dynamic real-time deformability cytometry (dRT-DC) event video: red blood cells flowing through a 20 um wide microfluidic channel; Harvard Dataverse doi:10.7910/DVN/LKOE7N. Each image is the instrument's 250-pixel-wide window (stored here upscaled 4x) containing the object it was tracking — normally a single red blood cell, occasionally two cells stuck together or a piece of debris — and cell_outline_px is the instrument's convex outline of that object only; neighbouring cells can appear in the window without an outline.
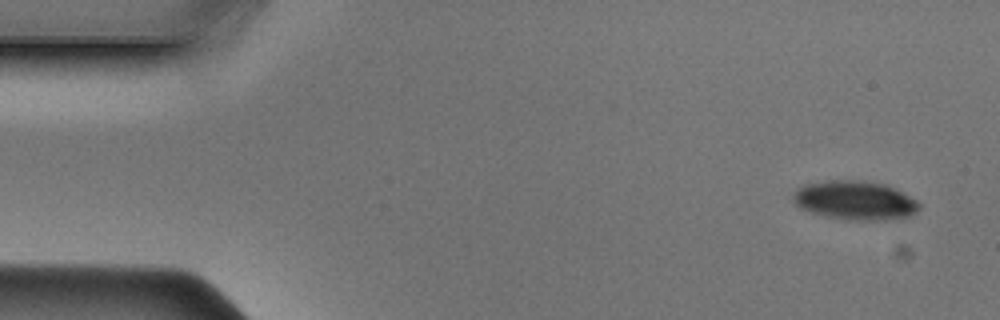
{"species": "Egyptian fruit bat (a non-hibernating species)", "species_latin": "Rousettus aegyptiacus", "temperature_condition": "cold", "stored_images_in_passage": 46, "camera_frame_rate_fps": 3000, "um_per_image_px": 0.085, "animal": {"sex": "male"}, "frame": {"image": 1, "passage_image": 1, "time_ms": 0.0, "image_size_px": [1000, 320], "cell_outline_px": [[920, 208], [908, 216], [884, 220], [868, 220], [828, 216], [812, 212], [796, 204], [796, 192], [804, 184], [832, 180], [864, 180], [888, 184], [896, 188], [916, 200], [920, 204]], "centroid_in_image_um": [72.77, 17.0], "position_along_channel_um": 12.2, "area_um2": 27.92}}
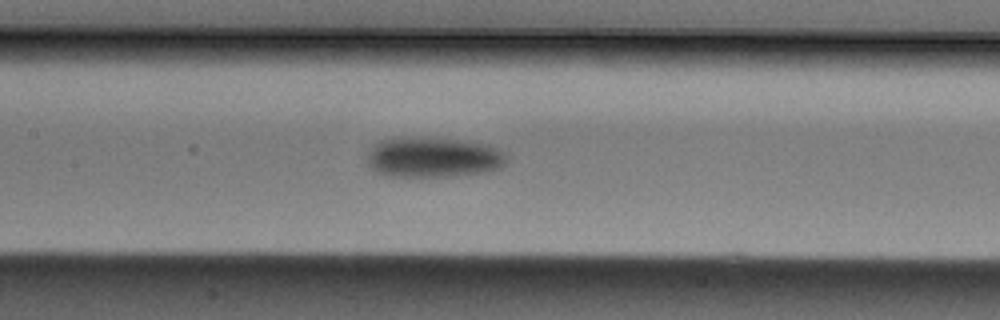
{"frame": {"image": 2, "passage_image": 20, "time_ms": 6.333, "image_size_px": [1000, 320], "cell_outline_px": [[508, 160], [500, 168], [488, 172], [460, 176], [388, 176], [372, 168], [368, 164], [368, 152], [372, 144], [380, 140], [404, 136], [456, 140], [488, 144], [508, 152]], "centroid_in_image_um": [36.88, 13.36], "position_along_channel_um": 170.5, "area_um2": 33.18}}
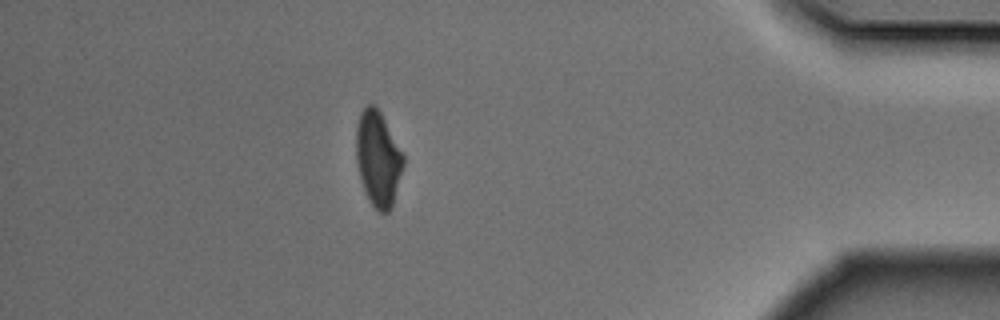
{"frame": {"image": 3, "passage_image": 40, "time_ms": 13.0, "image_size_px": [1000, 320], "cell_outline_px": [[404, 164], [392, 208], [388, 212], [380, 212], [372, 204], [360, 180], [356, 160], [356, 128], [360, 112], [368, 104], [372, 104], [380, 112], [404, 156]], "centroid_in_image_um": [32.12, 13.49], "position_along_channel_um": 403.1, "area_um2": 25.84}}